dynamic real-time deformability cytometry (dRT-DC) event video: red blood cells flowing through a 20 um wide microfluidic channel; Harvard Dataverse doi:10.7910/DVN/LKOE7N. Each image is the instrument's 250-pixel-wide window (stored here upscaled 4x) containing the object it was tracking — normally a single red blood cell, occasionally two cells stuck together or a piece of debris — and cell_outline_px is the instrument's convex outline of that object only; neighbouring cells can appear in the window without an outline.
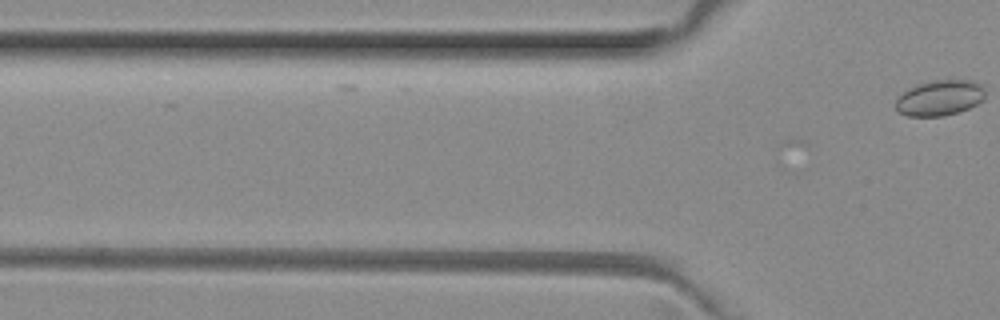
{"species": "common noctule bat (a hibernating species)", "species_latin": "Nyctalus noctula", "temperature_condition": "room temperature", "stored_images_in_passage": 2, "camera_frame_rate_fps": 3000, "um_per_image_px": 0.085, "animal": {"sex": "female", "body_mass_g": 29.2, "forearm_length_mm": 56.3}, "frame": {"image": 1, "passage_image": 2, "time_ms": 0.333, "image_size_px": [1000, 320], "cell_outline_px": [[984, 100], [960, 112], [944, 116], [908, 116], [900, 112], [896, 108], [896, 100], [908, 88], [916, 84], [936, 80], [968, 80], [980, 84], [984, 88]], "centroid_in_image_um": [79.89, 8.32], "position_along_channel_um": 45.9, "area_um2": 18.44}}